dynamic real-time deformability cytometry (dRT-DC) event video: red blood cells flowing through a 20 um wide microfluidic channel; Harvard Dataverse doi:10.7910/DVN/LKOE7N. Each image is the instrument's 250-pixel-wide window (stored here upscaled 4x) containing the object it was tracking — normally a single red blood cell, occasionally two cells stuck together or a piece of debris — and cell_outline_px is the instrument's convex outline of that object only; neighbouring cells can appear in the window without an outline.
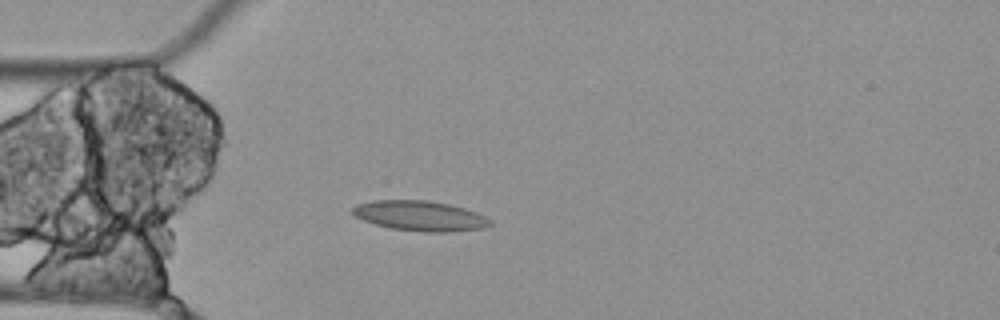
{"species": "Egyptian fruit bat (a non-hibernating species)", "species_latin": "Rousettus aegyptiacus", "temperature_condition": "cold", "stored_images_in_passage": 4, "camera_frame_rate_fps": 3000, "um_per_image_px": 0.085, "animal": {"sex": "female"}, "frame": {"image": 1, "passage_image": 4, "time_ms": 1.0, "image_size_px": [1000, 320], "cell_outline_px": [[492, 224], [480, 228], [452, 232], [428, 232], [392, 228], [376, 224], [364, 220], [356, 216], [352, 212], [352, 208], [356, 204], [372, 200], [424, 200], [448, 204], [464, 208], [476, 212], [492, 220]], "centroid_in_image_um": [35.7, 18.34], "position_along_channel_um": 49.3, "area_um2": 23.87}}